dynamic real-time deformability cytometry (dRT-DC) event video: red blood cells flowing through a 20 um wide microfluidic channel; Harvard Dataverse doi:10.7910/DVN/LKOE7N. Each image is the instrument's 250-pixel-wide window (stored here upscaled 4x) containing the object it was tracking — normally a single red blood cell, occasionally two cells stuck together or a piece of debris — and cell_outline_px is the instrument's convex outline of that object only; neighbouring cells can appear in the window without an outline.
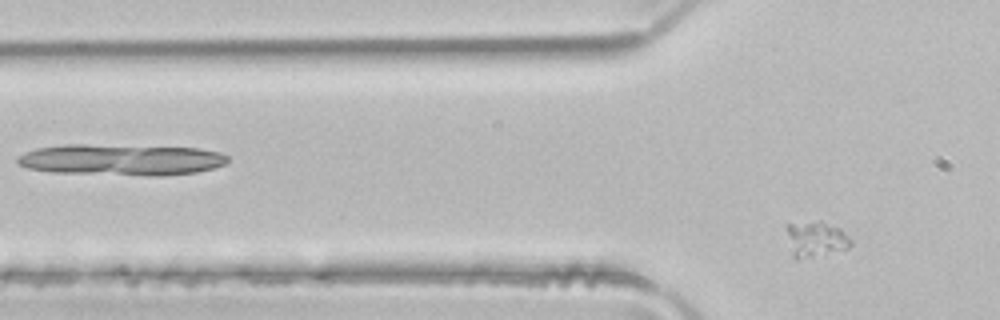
{"species": "common noctule bat (a hibernating species)", "species_latin": "Nyctalus noctula", "temperature_condition": "room temperature", "stored_images_in_passage": 4, "camera_frame_rate_fps": 3000, "um_per_image_px": 0.085, "animal": {"sex": "male", "body_mass_g": 21.5, "forearm_length_mm": 52.0}, "frame": {"image": 1, "passage_image": 4, "time_ms": 1.0, "image_size_px": [1000, 320], "cell_outline_px": [[852, 244], [848, 248], [800, 260], [796, 260], [792, 256], [784, 228], [784, 224], [820, 220], [840, 228], [852, 240]], "centroid_in_image_um": [69.28, 20.31], "position_along_channel_um": 56.5, "area_um2": 13.76}}